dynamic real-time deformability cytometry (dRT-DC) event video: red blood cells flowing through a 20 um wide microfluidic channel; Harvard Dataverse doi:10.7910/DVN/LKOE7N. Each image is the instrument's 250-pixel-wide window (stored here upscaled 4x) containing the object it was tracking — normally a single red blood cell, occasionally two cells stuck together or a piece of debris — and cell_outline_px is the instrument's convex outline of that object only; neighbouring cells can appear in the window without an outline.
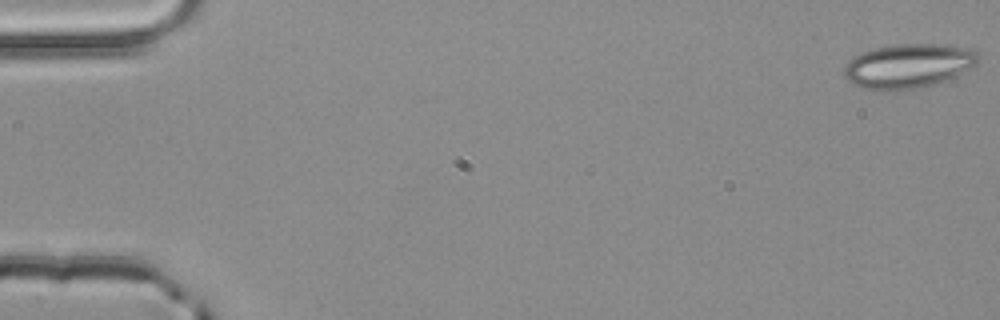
{"species": "common noctule bat (a hibernating species)", "species_latin": "Nyctalus noctula", "temperature_condition": "room temperature", "stored_images_in_passage": 53, "camera_frame_rate_fps": 3000, "um_per_image_px": 0.085, "animal": {"sex": "male", "body_mass_g": 20.4}, "frame": {"image": 1, "passage_image": 1, "time_ms": 0.0, "image_size_px": [1000, 320], "cell_outline_px": [[980, 56], [976, 64], [956, 76], [924, 88], [864, 88], [852, 84], [844, 76], [844, 68], [848, 60], [860, 52], [872, 48], [896, 44], [936, 44], [972, 48]], "centroid_in_image_um": [77.21, 5.57], "position_along_channel_um": 7.8, "area_um2": 34.33}}
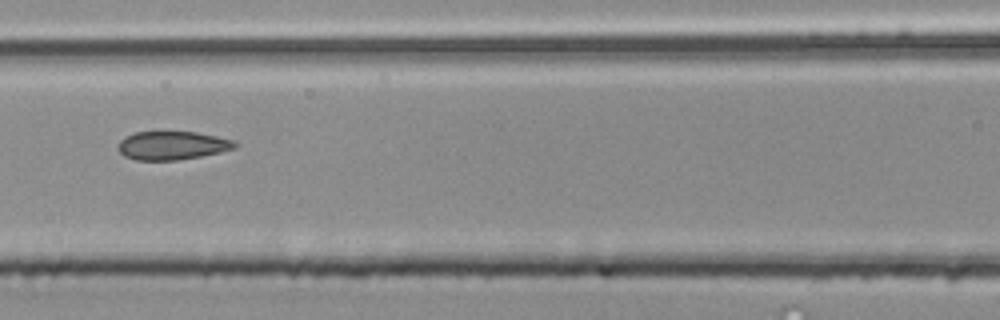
{"frame": {"image": 2, "passage_image": 24, "time_ms": 7.667, "image_size_px": [1000, 320], "cell_outline_px": [[236, 148], [220, 152], [200, 156], [176, 160], [136, 160], [124, 156], [116, 148], [116, 144], [124, 136], [136, 132], [196, 132], [216, 136], [232, 140], [236, 144]], "centroid_in_image_um": [14.57, 12.36], "position_along_channel_um": 152.0, "area_um2": 19.36}}
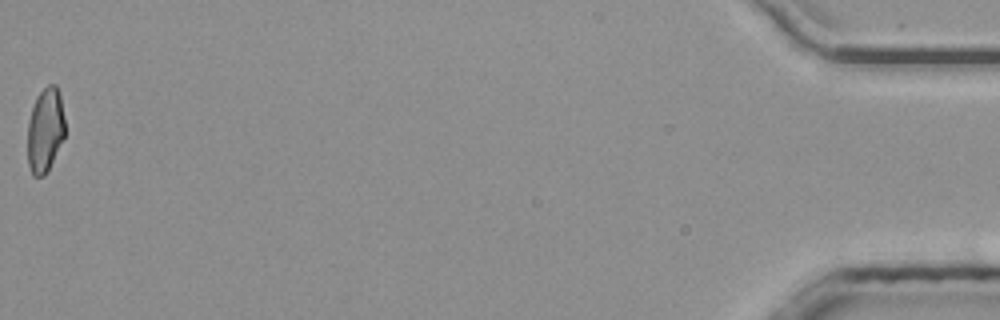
{"frame": {"image": 3, "passage_image": 53, "time_ms": 17.333, "image_size_px": [1000, 320], "cell_outline_px": [[64, 136], [44, 176], [32, 176], [28, 164], [28, 120], [36, 96], [48, 84], [56, 84], [60, 92], [64, 116]], "centroid_in_image_um": [3.83, 11.01], "position_along_channel_um": 431.4, "area_um2": 18.26}, "authors_computed_cell_mechanics": {"area_um2": 19.8254, "velocity_mm_per_s": 3.9687, "shape_relaxation_time_tau1_ms": null, "shape_relaxation_time_tau2_ms": 1.2875, "deformation_change_tau1": null, "deformation_change_tau2": 0.0769}}